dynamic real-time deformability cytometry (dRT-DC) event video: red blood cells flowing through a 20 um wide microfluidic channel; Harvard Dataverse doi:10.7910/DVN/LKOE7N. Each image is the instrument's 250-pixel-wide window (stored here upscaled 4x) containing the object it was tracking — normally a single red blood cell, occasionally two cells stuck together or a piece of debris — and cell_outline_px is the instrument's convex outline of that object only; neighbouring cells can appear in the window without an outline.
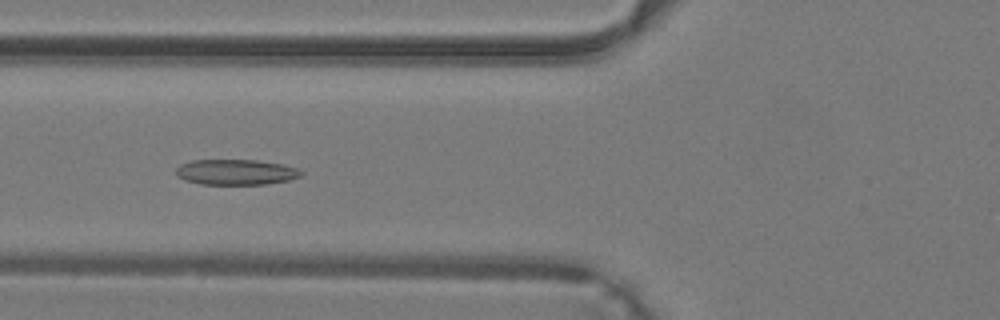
{"species": "common noctule bat (a hibernating species)", "species_latin": "Nyctalus noctula", "temperature_condition": "warm", "stored_images_in_passage": 32, "camera_frame_rate_fps": 3000, "um_per_image_px": 0.085, "animal": {"sex": "male", "body_mass_g": 19.2, "forearm_length_mm": 51.8}, "frame": {"image": 1, "passage_image": 6, "time_ms": 1.667, "image_size_px": [1000, 320], "cell_outline_px": [[304, 172], [300, 176], [288, 180], [264, 184], [200, 184], [176, 176], [176, 168], [180, 164], [192, 160], [256, 160], [280, 164], [296, 168]], "centroid_in_image_um": [20.03, 14.62], "position_along_channel_um": 105.8, "area_um2": 18.38}}
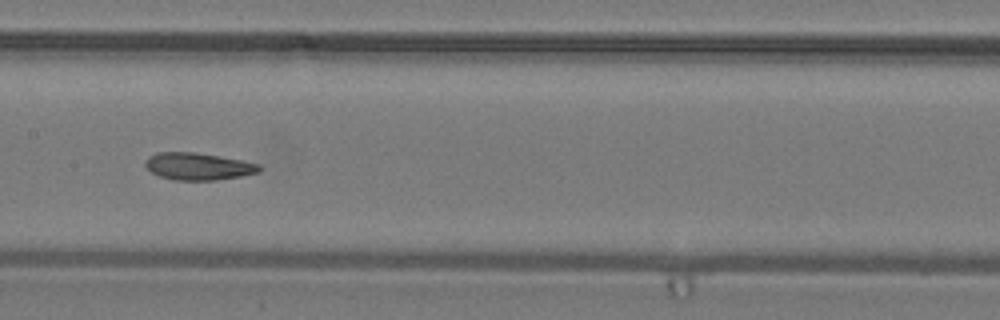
{"frame": {"image": 2, "passage_image": 11, "time_ms": 3.333, "image_size_px": [1000, 320], "cell_outline_px": [[260, 172], [240, 176], [216, 180], [172, 180], [160, 176], [152, 172], [144, 164], [144, 160], [148, 156], [156, 152], [196, 152], [220, 156], [260, 164]], "centroid_in_image_um": [16.81, 14.13], "position_along_channel_um": 190.6, "area_um2": 18.09}}
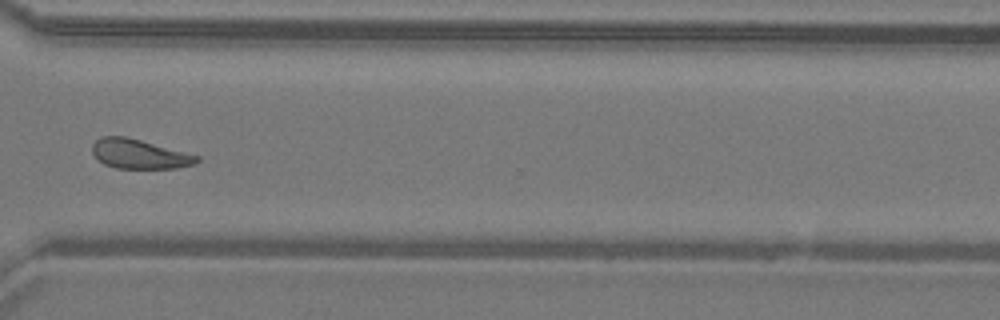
{"frame": {"image": 3, "passage_image": 21, "time_ms": 6.667, "image_size_px": [1000, 320], "cell_outline_px": [[200, 160], [196, 164], [176, 168], [116, 168], [104, 164], [92, 152], [92, 144], [100, 136], [124, 136], [140, 140], [200, 156]], "centroid_in_image_um": [11.85, 13.09], "position_along_channel_um": 358.8, "area_um2": 17.8}}